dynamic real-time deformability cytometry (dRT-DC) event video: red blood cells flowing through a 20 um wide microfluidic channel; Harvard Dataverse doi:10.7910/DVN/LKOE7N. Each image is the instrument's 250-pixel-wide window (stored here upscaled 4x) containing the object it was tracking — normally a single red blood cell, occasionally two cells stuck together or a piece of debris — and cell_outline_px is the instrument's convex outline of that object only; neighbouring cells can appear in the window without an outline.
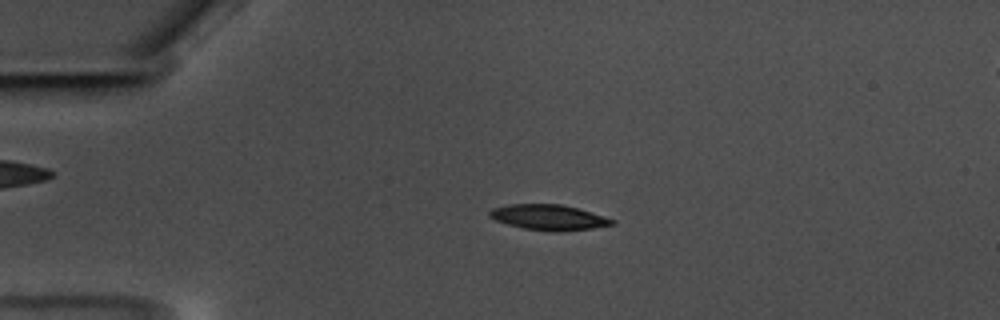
{"species": "common noctule bat (a hibernating species)", "species_latin": "Nyctalus noctula", "temperature_condition": "warm", "stored_images_in_passage": 59, "camera_frame_rate_fps": 3000, "um_per_image_px": 0.085, "animal": {"sex": "male", "body_mass_g": 17.5, "forearm_length_mm": 52.3}, "frame": {"image": 1, "passage_image": 14, "time_ms": 4.333, "image_size_px": [1000, 320], "cell_outline_px": [[616, 220], [612, 224], [592, 228], [524, 228], [508, 224], [496, 220], [488, 216], [488, 212], [492, 208], [508, 204], [560, 204], [576, 208], [604, 216]], "centroid_in_image_um": [46.55, 18.41], "position_along_channel_um": 38.4, "area_um2": 16.94}}
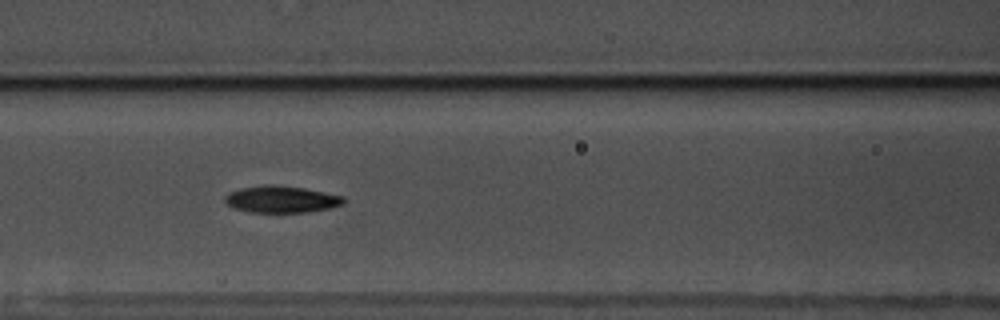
{"frame": {"image": 2, "passage_image": 26, "time_ms": 8.333, "image_size_px": [1000, 320], "cell_outline_px": [[348, 200], [344, 204], [328, 208], [308, 212], [252, 212], [236, 208], [228, 204], [224, 200], [224, 196], [228, 192], [240, 188], [264, 184], [268, 184], [304, 188], [344, 196]], "centroid_in_image_um": [23.94, 16.93], "position_along_channel_um": 142.7, "area_um2": 18.55}}
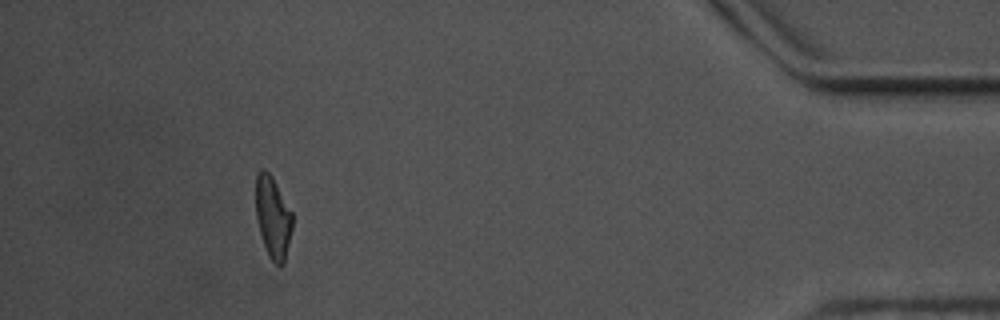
{"frame": {"image": 3, "passage_image": 54, "time_ms": 17.667, "image_size_px": [1000, 320], "cell_outline_px": [[292, 228], [284, 264], [280, 268], [268, 256], [260, 232], [256, 216], [256, 172], [260, 168], [264, 168], [272, 176], [292, 212]], "centroid_in_image_um": [23.19, 18.46], "position_along_channel_um": 412.0, "area_um2": 17.46}, "authors_computed_cell_mechanics": {"area_um2": 17.9758, "velocity_mm_per_s": 3.5046, "shape_relaxation_time_tau1_ms": 3.3588, "shape_relaxation_time_tau2_ms": 2.7866, "deformation_change_tau1": 0.1463, "deformation_change_tau2": 0.0885}}